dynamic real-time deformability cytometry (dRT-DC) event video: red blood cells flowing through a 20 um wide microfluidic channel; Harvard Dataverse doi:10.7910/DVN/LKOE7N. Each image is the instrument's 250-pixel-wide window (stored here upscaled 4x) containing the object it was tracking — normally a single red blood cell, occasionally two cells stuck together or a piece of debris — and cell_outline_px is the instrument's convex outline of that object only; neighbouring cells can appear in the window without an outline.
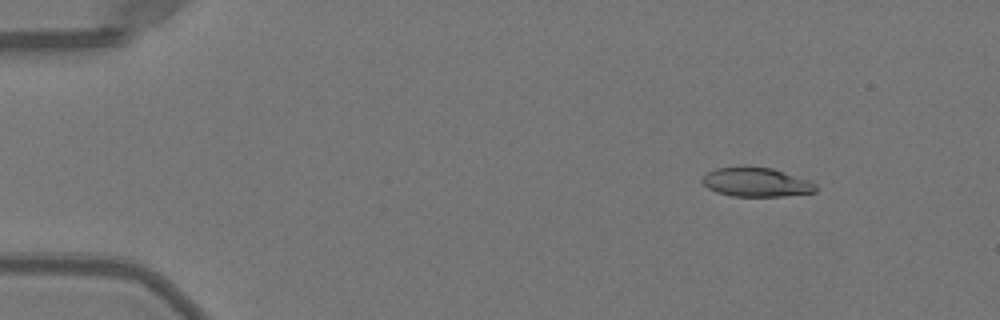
{"species": "Egyptian fruit bat (a non-hibernating species)", "species_latin": "Rousettus aegyptiacus", "temperature_condition": "warm", "stored_images_in_passage": 45, "camera_frame_rate_fps": 3000, "um_per_image_px": 0.085, "animal": {"sex": "female"}, "frame": {"image": 1, "passage_image": 1, "time_ms": 0.0, "image_size_px": [1000, 320], "cell_outline_px": [[816, 192], [784, 196], [732, 196], [716, 192], [708, 188], [700, 180], [708, 172], [716, 168], [744, 164], [772, 168], [812, 180], [816, 184]], "centroid_in_image_um": [64.29, 15.45], "position_along_channel_um": 20.7, "area_um2": 19.83}}
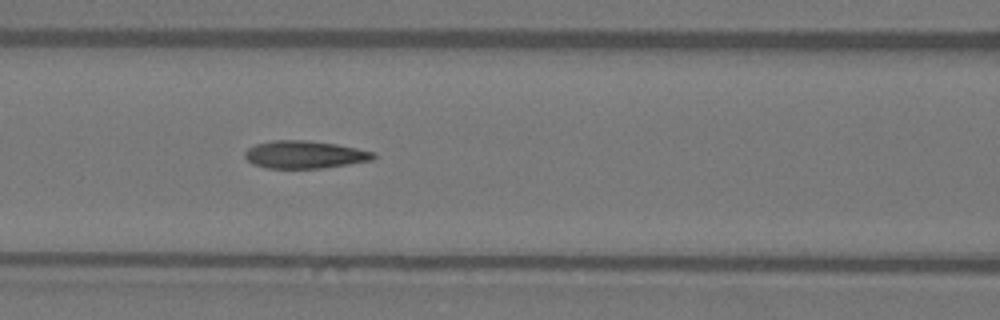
{"frame": {"image": 2, "passage_image": 17, "time_ms": 5.333, "image_size_px": [1000, 320], "cell_outline_px": [[376, 156], [372, 160], [324, 168], [264, 168], [252, 164], [244, 156], [244, 152], [248, 148], [256, 144], [272, 140], [308, 140], [336, 144], [376, 152]], "centroid_in_image_um": [25.88, 13.14], "position_along_channel_um": 140.7, "area_um2": 20.81}}
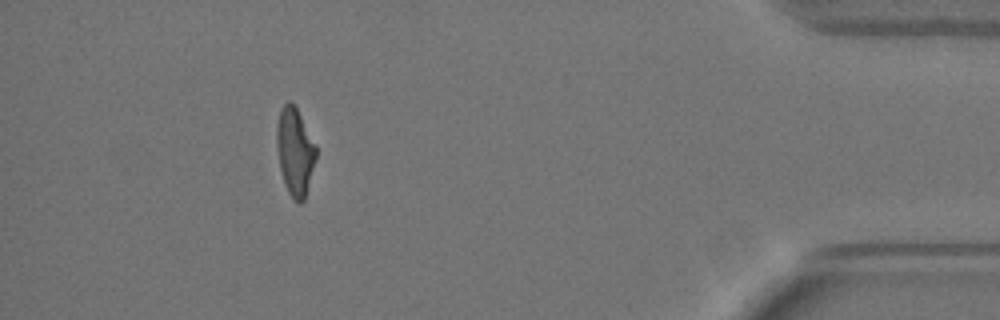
{"frame": {"image": 3, "passage_image": 41, "time_ms": 13.333, "image_size_px": [1000, 320], "cell_outline_px": [[316, 160], [304, 200], [300, 204], [292, 200], [284, 184], [280, 168], [276, 148], [276, 124], [280, 108], [288, 100], [296, 108], [316, 144]], "centroid_in_image_um": [25.05, 12.9], "position_along_channel_um": 410.1, "area_um2": 20.29}, "authors_computed_cell_mechanics": {"area_um2": 20.5768, "velocity_mm_per_s": 4.0294, "shape_relaxation_time_tau1_ms": 8.9361, "shape_relaxation_time_tau2_ms": 1.8003, "deformation_change_tau1": 0.2602, "deformation_change_tau2": 0.0896}}